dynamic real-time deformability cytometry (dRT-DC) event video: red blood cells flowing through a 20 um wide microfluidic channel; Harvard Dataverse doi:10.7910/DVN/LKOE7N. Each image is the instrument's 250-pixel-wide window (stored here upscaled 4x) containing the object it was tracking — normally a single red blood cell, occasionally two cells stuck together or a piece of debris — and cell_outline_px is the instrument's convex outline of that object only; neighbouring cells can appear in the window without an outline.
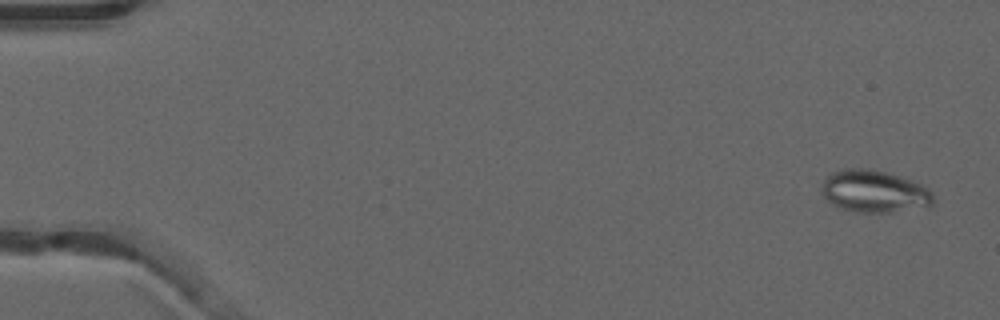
{"species": "common noctule bat (a hibernating species)", "species_latin": "Nyctalus noctula", "temperature_condition": "warm", "stored_images_in_passage": 53, "camera_frame_rate_fps": 3000, "um_per_image_px": 0.085, "animal": {"sex": "male", "forearm_length_mm": 52.5}, "frame": {"image": 1, "passage_image": 3, "time_ms": 0.667, "image_size_px": [1000, 320], "cell_outline_px": [[932, 204], [928, 208], [892, 212], [856, 212], [844, 208], [828, 200], [820, 192], [824, 180], [832, 172], [840, 168], [868, 168], [900, 176], [912, 180], [920, 184], [932, 192]], "centroid_in_image_um": [74.33, 16.26], "position_along_channel_um": 10.7, "area_um2": 27.46}}
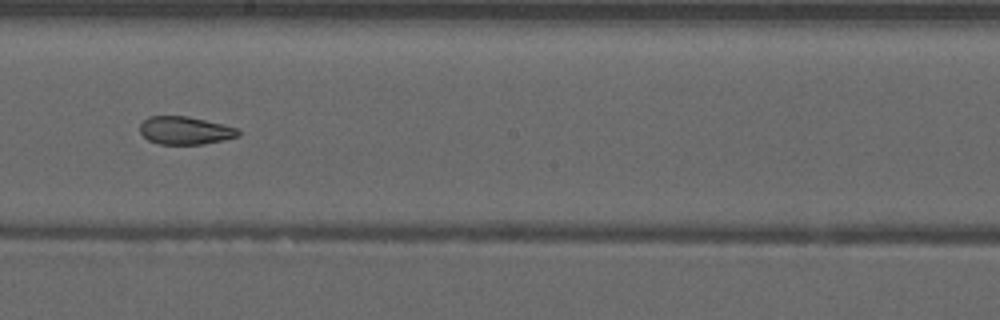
{"frame": {"image": 2, "passage_image": 31, "time_ms": 10.0, "image_size_px": [1000, 320], "cell_outline_px": [[240, 136], [224, 140], [204, 144], [160, 144], [148, 140], [140, 132], [140, 124], [148, 116], [188, 116], [236, 128], [240, 132]], "centroid_in_image_um": [15.72, 11.09], "position_along_channel_um": 232.5, "area_um2": 15.9}}
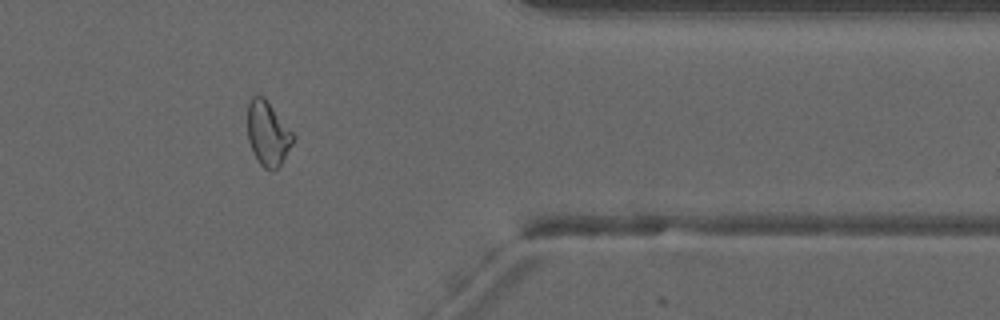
{"frame": {"image": 3, "passage_image": 44, "time_ms": 14.333, "image_size_px": [1000, 320], "cell_outline_px": [[296, 136], [292, 144], [280, 164], [276, 168], [264, 168], [260, 164], [248, 140], [248, 104], [252, 96], [264, 96]], "centroid_in_image_um": [22.77, 11.3], "position_along_channel_um": 388.6, "area_um2": 16.7}, "authors_computed_cell_mechanics": {"area_um2": 18.8428, "velocity_mm_per_s": 3.9634, "shape_relaxation_time_tau1_ms": null, "shape_relaxation_time_tau2_ms": 2.2901, "deformation_change_tau1": null, "deformation_change_tau2": 0.0822}}